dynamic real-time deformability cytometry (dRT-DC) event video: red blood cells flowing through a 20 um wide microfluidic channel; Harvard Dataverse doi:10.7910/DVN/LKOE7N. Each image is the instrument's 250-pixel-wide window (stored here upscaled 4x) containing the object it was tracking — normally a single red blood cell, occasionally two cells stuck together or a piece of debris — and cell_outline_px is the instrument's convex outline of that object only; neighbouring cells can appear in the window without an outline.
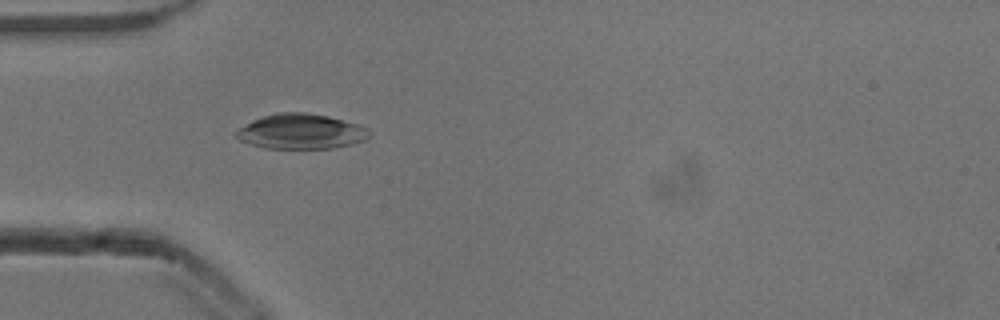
{"species": "common noctule bat (a hibernating species)", "species_latin": "Nyctalus noctula", "temperature_condition": "cold", "stored_images_in_passage": 53, "camera_frame_rate_fps": 3000, "um_per_image_px": 0.085, "animal": {"sex": "male", "body_mass_g": 13.3}, "frame": {"image": 1, "passage_image": 16, "time_ms": 5.0, "image_size_px": [1000, 320], "cell_outline_px": [[372, 132], [364, 140], [352, 144], [332, 148], [264, 148], [240, 140], [236, 136], [236, 132], [240, 128], [252, 120], [276, 112], [308, 112], [328, 116], [356, 124], [368, 128]], "centroid_in_image_um": [25.6, 11.17], "position_along_channel_um": 59.4, "area_um2": 26.99}}
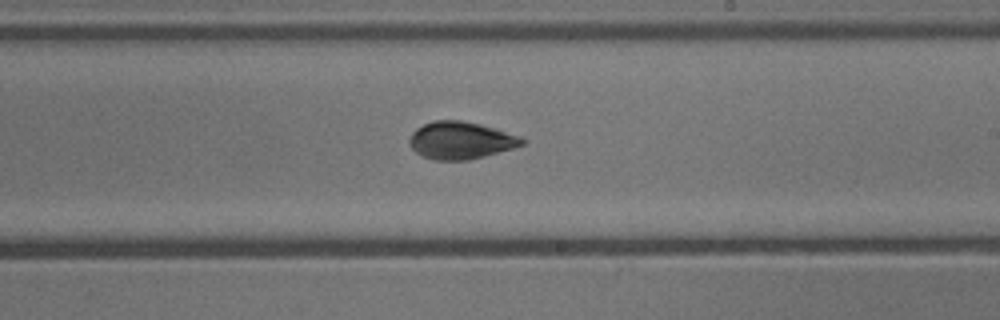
{"frame": {"image": 2, "passage_image": 31, "time_ms": 10.0, "image_size_px": [1000, 320], "cell_outline_px": [[528, 140], [524, 144], [512, 148], [484, 156], [468, 160], [432, 160], [416, 152], [408, 144], [408, 140], [412, 132], [416, 128], [424, 124], [436, 120], [460, 120], [480, 124], [520, 136]], "centroid_in_image_um": [39.14, 11.93], "position_along_channel_um": 249.9, "area_um2": 24.45}}
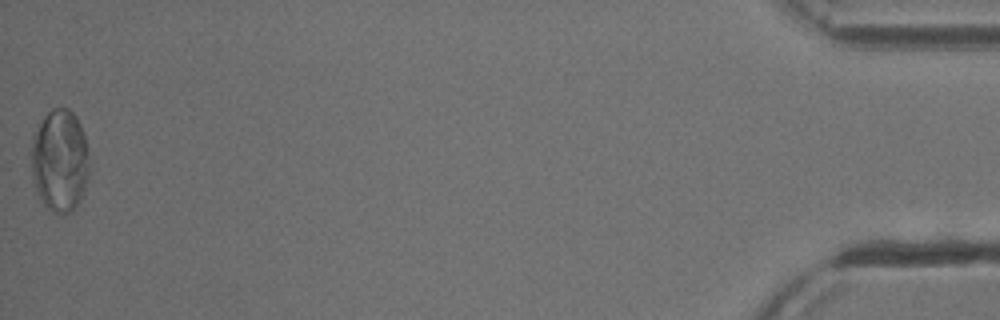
{"frame": {"image": 3, "passage_image": 53, "time_ms": 17.333, "image_size_px": [1000, 320], "cell_outline_px": [[92, 168], [84, 192], [80, 200], [72, 212], [52, 212], [44, 204], [36, 192], [32, 184], [32, 132], [44, 116], [52, 108], [68, 108], [76, 116], [80, 124], [88, 148]], "centroid_in_image_um": [5.1, 13.65], "position_along_channel_um": 430.1, "area_um2": 35.43}, "authors_computed_cell_mechanics": {"area_um2": 26.4146, "velocity_mm_per_s": 3.8514, "shape_relaxation_time_tau1_ms": 9.9978, "shape_relaxation_time_tau2_ms": null, "deformation_change_tau1": 0.1904, "deformation_change_tau2": null}}